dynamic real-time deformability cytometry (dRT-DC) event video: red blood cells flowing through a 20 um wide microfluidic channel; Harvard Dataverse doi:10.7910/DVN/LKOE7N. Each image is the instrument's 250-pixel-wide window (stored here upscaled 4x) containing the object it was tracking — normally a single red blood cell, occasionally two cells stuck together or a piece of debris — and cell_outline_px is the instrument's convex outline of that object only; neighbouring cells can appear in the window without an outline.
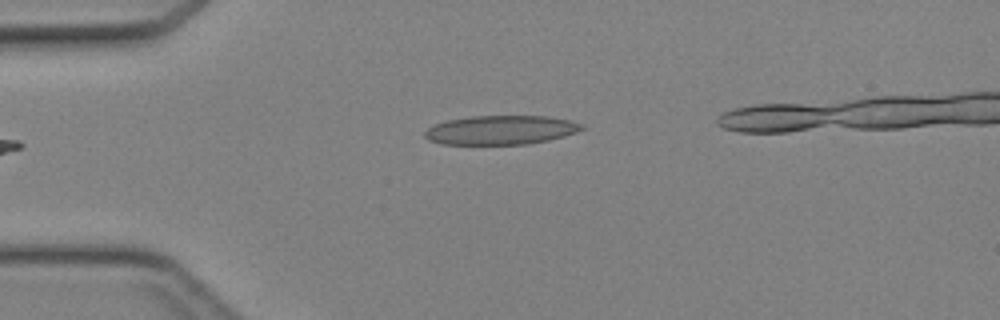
{"species": "Egyptian fruit bat (a non-hibernating species)", "species_latin": "Rousettus aegyptiacus", "temperature_condition": "cold", "stored_images_in_passage": 26, "camera_frame_rate_fps": 3000, "um_per_image_px": 0.085, "animal": {"sex": "female"}, "frame": {"image": 1, "passage_image": 1, "time_ms": 0.0, "image_size_px": [1000, 320], "cell_outline_px": [[584, 128], [576, 132], [564, 136], [548, 140], [528, 144], [440, 144], [428, 140], [424, 136], [424, 132], [428, 128], [436, 124], [448, 120], [472, 116], [548, 116], [572, 120], [584, 124]], "centroid_in_image_um": [42.59, 11.05], "position_along_channel_um": 42.4, "area_um2": 26.65}}
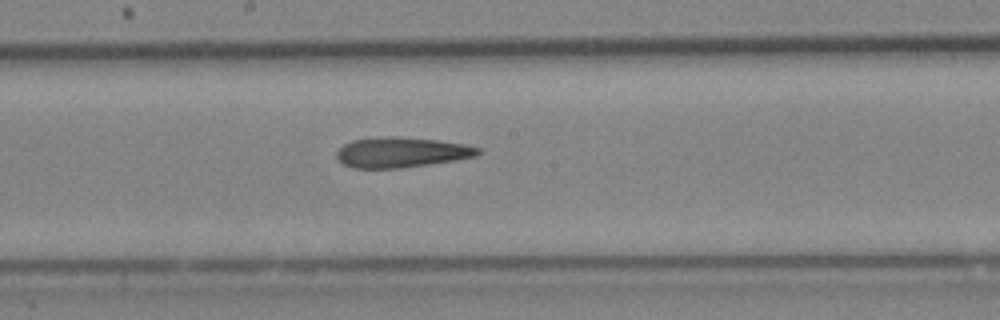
{"frame": {"image": 2, "passage_image": 14, "time_ms": 4.333, "image_size_px": [1000, 320], "cell_outline_px": [[480, 152], [476, 156], [404, 168], [352, 168], [336, 160], [336, 152], [344, 144], [352, 140], [388, 136], [392, 136], [436, 140], [464, 144], [480, 148]], "centroid_in_image_um": [34.06, 12.95], "position_along_channel_um": 214.1, "area_um2": 24.74}}
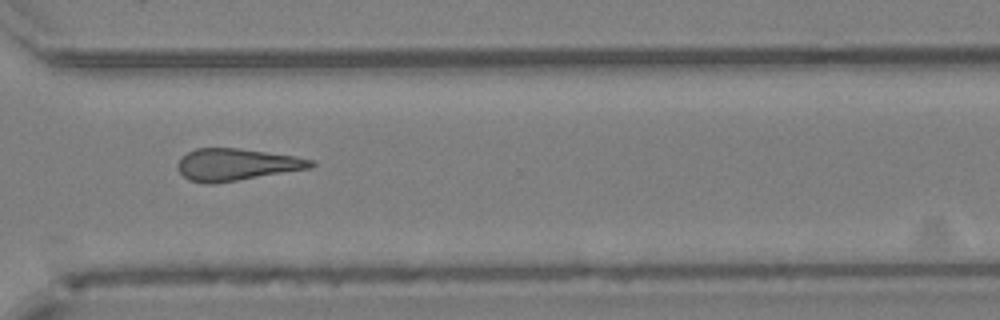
{"frame": {"image": 3, "passage_image": 23, "time_ms": 7.333, "image_size_px": [1000, 320], "cell_outline_px": [[316, 164], [312, 168], [212, 184], [208, 184], [188, 180], [180, 172], [176, 164], [188, 152], [196, 148], [240, 148], [296, 156], [312, 160]], "centroid_in_image_um": [20.11, 13.98], "position_along_channel_um": 350.5, "area_um2": 24.74}}